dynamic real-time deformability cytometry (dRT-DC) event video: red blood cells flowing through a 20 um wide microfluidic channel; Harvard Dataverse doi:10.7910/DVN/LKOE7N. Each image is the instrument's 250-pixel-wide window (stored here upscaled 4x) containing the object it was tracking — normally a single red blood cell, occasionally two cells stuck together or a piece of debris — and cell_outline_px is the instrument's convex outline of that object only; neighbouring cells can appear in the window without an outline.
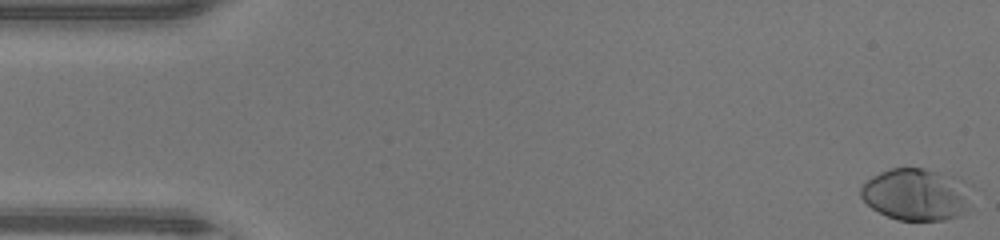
{"species": "human", "species_latin": "Homo sapiens", "temperature_condition": "warm", "stored_images_in_passage": 48, "camera_frame_rate_fps": 3000, "um_per_image_px": 0.085, "donor": {"sex": "male"}, "frame": {"image": 1, "passage_image": 1, "time_ms": 0.0, "image_size_px": [1000, 240], "cell_outline_px": [[972, 184], [964, 208], [956, 216], [944, 220], [900, 220], [888, 216], [872, 208], [860, 196], [860, 188], [872, 176], [880, 172], [892, 168], [924, 168], [952, 176], [964, 180]], "centroid_in_image_um": [77.86, 16.5], "position_along_channel_um": 7.1, "area_um2": 33.18}}
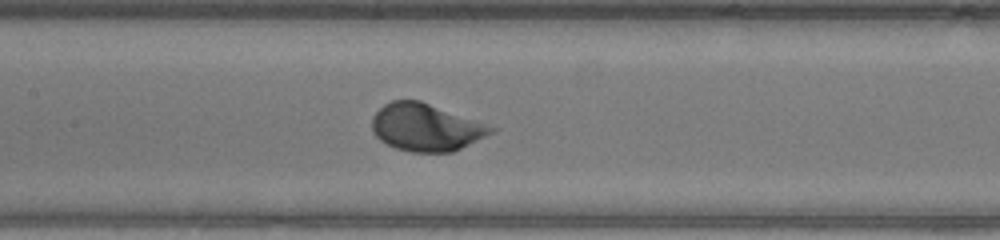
{"frame": {"image": 2, "passage_image": 23, "time_ms": 7.333, "image_size_px": [1000, 240], "cell_outline_px": [[500, 128], [496, 132], [452, 152], [412, 152], [396, 148], [380, 140], [376, 136], [372, 128], [372, 116], [384, 104], [392, 100], [420, 100]], "centroid_in_image_um": [36.25, 10.82], "position_along_channel_um": 171.2, "area_um2": 33.06}}
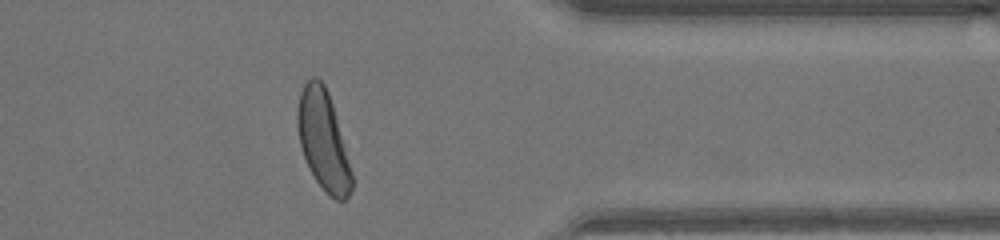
{"frame": {"image": 3, "passage_image": 39, "time_ms": 12.667, "image_size_px": [1000, 240], "cell_outline_px": [[352, 188], [348, 196], [344, 200], [336, 200], [328, 196], [316, 180], [304, 156], [300, 144], [296, 124], [296, 112], [300, 92], [304, 84], [312, 76], [316, 76], [324, 84], [328, 92], [332, 104], [352, 172]], "centroid_in_image_um": [27.45, 11.92], "position_along_channel_um": 383.9, "area_um2": 31.1}, "authors_computed_cell_mechanics": {"area_um2": 31.4721, "velocity_mm_per_s": 4.2915, "shape_relaxation_time_tau1_ms": 2.0082, "shape_relaxation_time_tau2_ms": null, "deformation_change_tau1": 0.1488, "deformation_change_tau2": null}}